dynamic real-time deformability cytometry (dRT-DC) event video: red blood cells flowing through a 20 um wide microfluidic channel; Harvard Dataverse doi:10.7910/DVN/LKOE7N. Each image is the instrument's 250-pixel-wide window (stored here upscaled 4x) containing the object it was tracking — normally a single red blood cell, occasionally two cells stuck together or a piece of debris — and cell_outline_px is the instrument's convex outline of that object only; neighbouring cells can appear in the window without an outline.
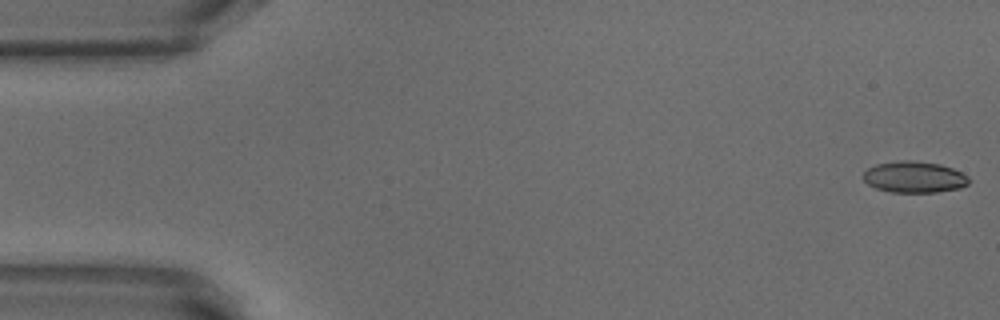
{"species": "common noctule bat (a hibernating species)", "species_latin": "Nyctalus noctula", "temperature_condition": "warm", "stored_images_in_passage": 52, "camera_frame_rate_fps": 3000, "um_per_image_px": 0.085, "animal": {"sex": "male", "body_mass_g": 18.8}, "frame": {"image": 1, "passage_image": 1, "time_ms": 0.0, "image_size_px": [1000, 320], "cell_outline_px": [[968, 184], [960, 188], [936, 192], [892, 192], [876, 188], [868, 184], [864, 180], [864, 172], [868, 168], [876, 164], [900, 160], [912, 160], [940, 164], [952, 168], [968, 176]], "centroid_in_image_um": [77.71, 15.04], "position_along_channel_um": 7.3, "area_um2": 19.19}}
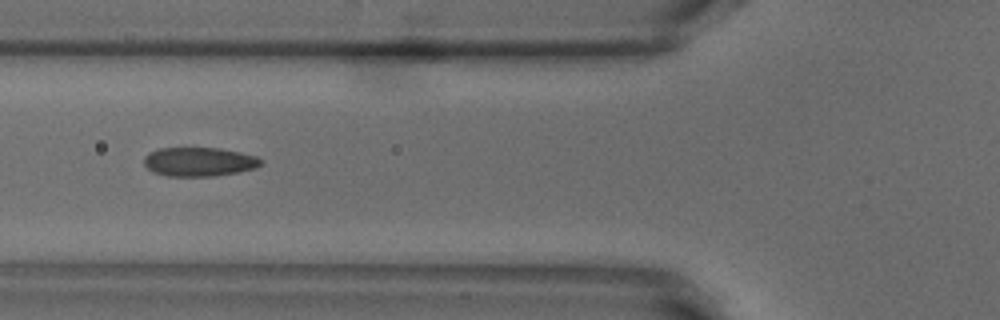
{"frame": {"image": 2, "passage_image": 19, "time_ms": 6.0, "image_size_px": [1000, 320], "cell_outline_px": [[264, 160], [256, 168], [216, 176], [168, 176], [152, 172], [144, 164], [144, 156], [148, 152], [160, 148], [220, 148], [240, 152], [256, 156]], "centroid_in_image_um": [16.91, 13.75], "position_along_channel_um": 108.9, "area_um2": 19.83}}
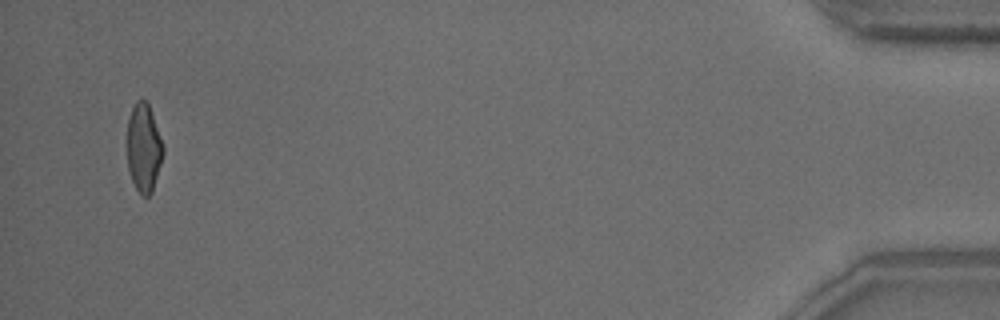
{"frame": {"image": 3, "passage_image": 50, "time_ms": 16.333, "image_size_px": [1000, 320], "cell_outline_px": [[164, 152], [152, 192], [148, 196], [144, 196], [136, 188], [132, 180], [128, 168], [128, 116], [136, 100], [144, 100], [148, 104], [164, 148]], "centroid_in_image_um": [12.21, 12.57], "position_along_channel_um": 423.0, "area_um2": 18.09}, "authors_computed_cell_mechanics": {"area_um2": 19.5075, "velocity_mm_per_s": 3.8646, "shape_relaxation_time_tau1_ms": 8.0807, "shape_relaxation_time_tau2_ms": 1.1211, "deformation_change_tau1": 0.1991, "deformation_change_tau2": 0.0841}}